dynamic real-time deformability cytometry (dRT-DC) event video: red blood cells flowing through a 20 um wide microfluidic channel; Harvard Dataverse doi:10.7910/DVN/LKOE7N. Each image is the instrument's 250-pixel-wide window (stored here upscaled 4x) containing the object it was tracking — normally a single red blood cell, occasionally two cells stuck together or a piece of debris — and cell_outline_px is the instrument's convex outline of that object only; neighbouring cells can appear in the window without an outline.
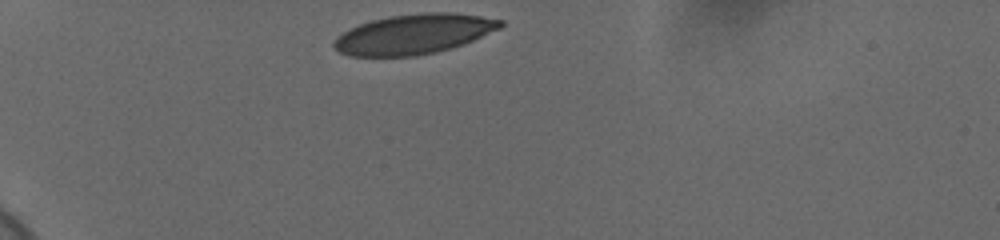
{"species": "human", "species_latin": "Homo sapiens", "temperature_condition": "cold", "stored_images_in_passage": 34, "camera_frame_rate_fps": 3000, "um_per_image_px": 0.085, "donor": {"sex": "female"}, "frame": {"image": 1, "passage_image": 1, "time_ms": 0.0, "image_size_px": [1000, 240], "cell_outline_px": [[504, 24], [500, 28], [472, 40], [448, 48], [416, 56], [348, 56], [340, 52], [332, 44], [336, 36], [348, 28], [372, 20], [388, 16], [424, 12], [452, 12], [480, 16], [504, 20]], "centroid_in_image_um": [35.13, 2.88], "position_along_channel_um": 49.9, "area_um2": 38.49}}
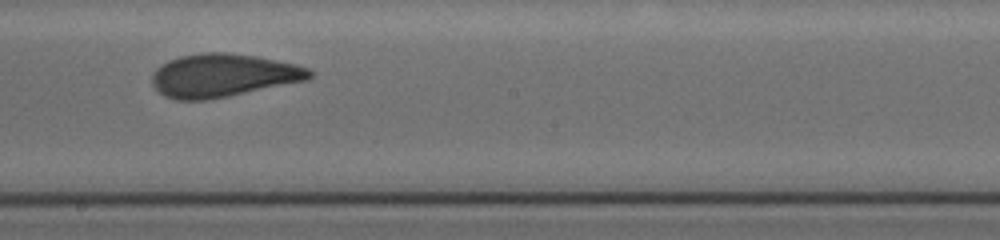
{"frame": {"image": 2, "passage_image": 19, "time_ms": 6.0, "image_size_px": [1000, 240], "cell_outline_px": [[316, 72], [308, 80], [228, 96], [204, 100], [176, 100], [164, 96], [152, 84], [152, 76], [156, 68], [160, 64], [168, 60], [180, 56], [204, 52], [224, 52], [256, 56], [296, 64], [308, 68]], "centroid_in_image_um": [18.97, 6.4], "position_along_channel_um": 229.2, "area_um2": 39.71}}
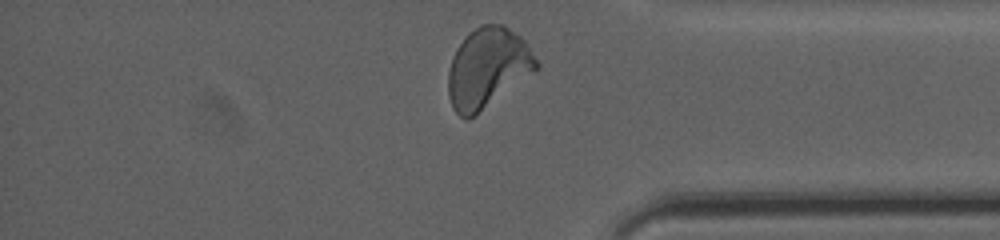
{"frame": {"image": 3, "passage_image": 33, "time_ms": 10.667, "image_size_px": [1000, 240], "cell_outline_px": [[540, 68], [468, 120], [464, 120], [452, 108], [448, 96], [448, 72], [452, 56], [456, 48], [468, 32], [480, 24], [504, 24], [520, 36], [524, 40], [540, 64]], "centroid_in_image_um": [41.43, 5.76], "position_along_channel_um": 393.8, "area_um2": 41.21}, "authors_computed_cell_mechanics": {"area_um2": 39.3618, "velocity_mm_per_s": 3.6802, "shape_relaxation_time_tau1_ms": 4.5685, "shape_relaxation_time_tau2_ms": 0.9598, "deformation_change_tau1": 0.157, "deformation_change_tau2": 0.0622}}